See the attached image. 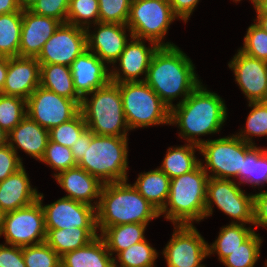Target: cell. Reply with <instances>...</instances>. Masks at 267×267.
Returning <instances> with one entry per match:
<instances>
[{"mask_svg": "<svg viewBox=\"0 0 267 267\" xmlns=\"http://www.w3.org/2000/svg\"><path fill=\"white\" fill-rule=\"evenodd\" d=\"M93 27L95 28L92 31ZM85 30L87 49L96 54L107 66L109 65V68L118 60L130 40L129 37H132L131 30L123 24L98 22Z\"/></svg>", "mask_w": 267, "mask_h": 267, "instance_id": "18", "label": "cell"}, {"mask_svg": "<svg viewBox=\"0 0 267 267\" xmlns=\"http://www.w3.org/2000/svg\"><path fill=\"white\" fill-rule=\"evenodd\" d=\"M26 267H61V257L46 243L22 247Z\"/></svg>", "mask_w": 267, "mask_h": 267, "instance_id": "41", "label": "cell"}, {"mask_svg": "<svg viewBox=\"0 0 267 267\" xmlns=\"http://www.w3.org/2000/svg\"><path fill=\"white\" fill-rule=\"evenodd\" d=\"M173 13L187 23L200 0H168Z\"/></svg>", "mask_w": 267, "mask_h": 267, "instance_id": "48", "label": "cell"}, {"mask_svg": "<svg viewBox=\"0 0 267 267\" xmlns=\"http://www.w3.org/2000/svg\"><path fill=\"white\" fill-rule=\"evenodd\" d=\"M0 267H26L22 247L0 244Z\"/></svg>", "mask_w": 267, "mask_h": 267, "instance_id": "46", "label": "cell"}, {"mask_svg": "<svg viewBox=\"0 0 267 267\" xmlns=\"http://www.w3.org/2000/svg\"><path fill=\"white\" fill-rule=\"evenodd\" d=\"M253 8L256 15H267V0H256Z\"/></svg>", "mask_w": 267, "mask_h": 267, "instance_id": "52", "label": "cell"}, {"mask_svg": "<svg viewBox=\"0 0 267 267\" xmlns=\"http://www.w3.org/2000/svg\"><path fill=\"white\" fill-rule=\"evenodd\" d=\"M8 69V57L0 56V91L3 89Z\"/></svg>", "mask_w": 267, "mask_h": 267, "instance_id": "51", "label": "cell"}, {"mask_svg": "<svg viewBox=\"0 0 267 267\" xmlns=\"http://www.w3.org/2000/svg\"><path fill=\"white\" fill-rule=\"evenodd\" d=\"M253 20L267 33V15H256Z\"/></svg>", "mask_w": 267, "mask_h": 267, "instance_id": "54", "label": "cell"}, {"mask_svg": "<svg viewBox=\"0 0 267 267\" xmlns=\"http://www.w3.org/2000/svg\"><path fill=\"white\" fill-rule=\"evenodd\" d=\"M265 265H264V267H267V260L265 261V263H264Z\"/></svg>", "mask_w": 267, "mask_h": 267, "instance_id": "58", "label": "cell"}, {"mask_svg": "<svg viewBox=\"0 0 267 267\" xmlns=\"http://www.w3.org/2000/svg\"><path fill=\"white\" fill-rule=\"evenodd\" d=\"M26 112L30 119L50 130L74 118L80 106L74 100L39 86L26 100Z\"/></svg>", "mask_w": 267, "mask_h": 267, "instance_id": "13", "label": "cell"}, {"mask_svg": "<svg viewBox=\"0 0 267 267\" xmlns=\"http://www.w3.org/2000/svg\"><path fill=\"white\" fill-rule=\"evenodd\" d=\"M49 141V130L41 127L36 121L30 119L27 115L24 119L8 133V145L18 155V149L24 151L25 154L41 160L47 143Z\"/></svg>", "mask_w": 267, "mask_h": 267, "instance_id": "23", "label": "cell"}, {"mask_svg": "<svg viewBox=\"0 0 267 267\" xmlns=\"http://www.w3.org/2000/svg\"><path fill=\"white\" fill-rule=\"evenodd\" d=\"M239 185L241 184L236 183L235 180L209 177L205 201V219L213 214V205H216L219 210L231 217V223L251 224L253 226L254 194H246Z\"/></svg>", "mask_w": 267, "mask_h": 267, "instance_id": "10", "label": "cell"}, {"mask_svg": "<svg viewBox=\"0 0 267 267\" xmlns=\"http://www.w3.org/2000/svg\"><path fill=\"white\" fill-rule=\"evenodd\" d=\"M98 22V0H70L66 23L86 29Z\"/></svg>", "mask_w": 267, "mask_h": 267, "instance_id": "37", "label": "cell"}, {"mask_svg": "<svg viewBox=\"0 0 267 267\" xmlns=\"http://www.w3.org/2000/svg\"><path fill=\"white\" fill-rule=\"evenodd\" d=\"M159 253L147 239L135 243L113 258L116 267H156Z\"/></svg>", "mask_w": 267, "mask_h": 267, "instance_id": "34", "label": "cell"}, {"mask_svg": "<svg viewBox=\"0 0 267 267\" xmlns=\"http://www.w3.org/2000/svg\"><path fill=\"white\" fill-rule=\"evenodd\" d=\"M89 96H91L89 98ZM80 112L95 135L128 137L119 84L109 82L82 98Z\"/></svg>", "mask_w": 267, "mask_h": 267, "instance_id": "6", "label": "cell"}, {"mask_svg": "<svg viewBox=\"0 0 267 267\" xmlns=\"http://www.w3.org/2000/svg\"><path fill=\"white\" fill-rule=\"evenodd\" d=\"M149 224L128 223L107 227L99 234L105 241L110 254L116 256L135 243L146 239L145 232Z\"/></svg>", "mask_w": 267, "mask_h": 267, "instance_id": "30", "label": "cell"}, {"mask_svg": "<svg viewBox=\"0 0 267 267\" xmlns=\"http://www.w3.org/2000/svg\"><path fill=\"white\" fill-rule=\"evenodd\" d=\"M171 179L158 167L148 172H141L132 184L137 191L149 201L159 212L165 207Z\"/></svg>", "mask_w": 267, "mask_h": 267, "instance_id": "26", "label": "cell"}, {"mask_svg": "<svg viewBox=\"0 0 267 267\" xmlns=\"http://www.w3.org/2000/svg\"><path fill=\"white\" fill-rule=\"evenodd\" d=\"M27 115L26 100L0 93V127L9 133Z\"/></svg>", "mask_w": 267, "mask_h": 267, "instance_id": "38", "label": "cell"}, {"mask_svg": "<svg viewBox=\"0 0 267 267\" xmlns=\"http://www.w3.org/2000/svg\"><path fill=\"white\" fill-rule=\"evenodd\" d=\"M113 258L104 239L98 235L86 246L61 256V267H113Z\"/></svg>", "mask_w": 267, "mask_h": 267, "instance_id": "25", "label": "cell"}, {"mask_svg": "<svg viewBox=\"0 0 267 267\" xmlns=\"http://www.w3.org/2000/svg\"><path fill=\"white\" fill-rule=\"evenodd\" d=\"M240 1H242V0H233V2H240ZM249 1H251V4L253 3V5L255 4V2H256V0H249Z\"/></svg>", "mask_w": 267, "mask_h": 267, "instance_id": "57", "label": "cell"}, {"mask_svg": "<svg viewBox=\"0 0 267 267\" xmlns=\"http://www.w3.org/2000/svg\"><path fill=\"white\" fill-rule=\"evenodd\" d=\"M158 217L160 212L128 180L103 184L96 208L100 234L107 227L128 223L148 224Z\"/></svg>", "mask_w": 267, "mask_h": 267, "instance_id": "3", "label": "cell"}, {"mask_svg": "<svg viewBox=\"0 0 267 267\" xmlns=\"http://www.w3.org/2000/svg\"><path fill=\"white\" fill-rule=\"evenodd\" d=\"M38 200L44 211L46 233L50 229L97 228L95 207L66 197L43 205V193H39Z\"/></svg>", "mask_w": 267, "mask_h": 267, "instance_id": "16", "label": "cell"}, {"mask_svg": "<svg viewBox=\"0 0 267 267\" xmlns=\"http://www.w3.org/2000/svg\"><path fill=\"white\" fill-rule=\"evenodd\" d=\"M249 112L245 127L236 135L246 143L255 145L253 137L267 136V103L265 101L249 102Z\"/></svg>", "mask_w": 267, "mask_h": 267, "instance_id": "36", "label": "cell"}, {"mask_svg": "<svg viewBox=\"0 0 267 267\" xmlns=\"http://www.w3.org/2000/svg\"><path fill=\"white\" fill-rule=\"evenodd\" d=\"M25 167L0 182V207L7 213L28 206L38 200Z\"/></svg>", "mask_w": 267, "mask_h": 267, "instance_id": "24", "label": "cell"}, {"mask_svg": "<svg viewBox=\"0 0 267 267\" xmlns=\"http://www.w3.org/2000/svg\"><path fill=\"white\" fill-rule=\"evenodd\" d=\"M87 50L85 28L61 23L51 38L43 45L36 59L40 64L71 66L72 62Z\"/></svg>", "mask_w": 267, "mask_h": 267, "instance_id": "14", "label": "cell"}, {"mask_svg": "<svg viewBox=\"0 0 267 267\" xmlns=\"http://www.w3.org/2000/svg\"><path fill=\"white\" fill-rule=\"evenodd\" d=\"M40 86L58 95L74 100L79 106L82 98L77 94L69 66L40 64Z\"/></svg>", "mask_w": 267, "mask_h": 267, "instance_id": "28", "label": "cell"}, {"mask_svg": "<svg viewBox=\"0 0 267 267\" xmlns=\"http://www.w3.org/2000/svg\"><path fill=\"white\" fill-rule=\"evenodd\" d=\"M0 236L5 237L4 244L17 247L44 243L46 240L44 211L39 200L7 212Z\"/></svg>", "mask_w": 267, "mask_h": 267, "instance_id": "11", "label": "cell"}, {"mask_svg": "<svg viewBox=\"0 0 267 267\" xmlns=\"http://www.w3.org/2000/svg\"><path fill=\"white\" fill-rule=\"evenodd\" d=\"M173 234L162 250L167 267H205L208 242L195 225H173Z\"/></svg>", "mask_w": 267, "mask_h": 267, "instance_id": "12", "label": "cell"}, {"mask_svg": "<svg viewBox=\"0 0 267 267\" xmlns=\"http://www.w3.org/2000/svg\"><path fill=\"white\" fill-rule=\"evenodd\" d=\"M239 184H251V187L260 189L267 186V150L254 145L243 160L242 170L236 178ZM244 183V184H243Z\"/></svg>", "mask_w": 267, "mask_h": 267, "instance_id": "32", "label": "cell"}, {"mask_svg": "<svg viewBox=\"0 0 267 267\" xmlns=\"http://www.w3.org/2000/svg\"><path fill=\"white\" fill-rule=\"evenodd\" d=\"M255 193L253 197L254 222L257 227L267 228V190Z\"/></svg>", "mask_w": 267, "mask_h": 267, "instance_id": "47", "label": "cell"}, {"mask_svg": "<svg viewBox=\"0 0 267 267\" xmlns=\"http://www.w3.org/2000/svg\"><path fill=\"white\" fill-rule=\"evenodd\" d=\"M224 101L201 82L183 102L170 109L169 125L179 128V138L200 146L206 141L200 136L213 135L222 130L228 117Z\"/></svg>", "mask_w": 267, "mask_h": 267, "instance_id": "1", "label": "cell"}, {"mask_svg": "<svg viewBox=\"0 0 267 267\" xmlns=\"http://www.w3.org/2000/svg\"><path fill=\"white\" fill-rule=\"evenodd\" d=\"M253 146L236 134L218 139H207L199 146V154L204 157L203 162L200 160V164L208 177L235 180L242 170L245 154Z\"/></svg>", "mask_w": 267, "mask_h": 267, "instance_id": "9", "label": "cell"}, {"mask_svg": "<svg viewBox=\"0 0 267 267\" xmlns=\"http://www.w3.org/2000/svg\"><path fill=\"white\" fill-rule=\"evenodd\" d=\"M192 60L177 45L159 46L151 59L145 82L171 109L183 102L201 83ZM179 97V98H178Z\"/></svg>", "mask_w": 267, "mask_h": 267, "instance_id": "2", "label": "cell"}, {"mask_svg": "<svg viewBox=\"0 0 267 267\" xmlns=\"http://www.w3.org/2000/svg\"><path fill=\"white\" fill-rule=\"evenodd\" d=\"M22 158L7 144L0 148V182L23 167Z\"/></svg>", "mask_w": 267, "mask_h": 267, "instance_id": "45", "label": "cell"}, {"mask_svg": "<svg viewBox=\"0 0 267 267\" xmlns=\"http://www.w3.org/2000/svg\"><path fill=\"white\" fill-rule=\"evenodd\" d=\"M13 12H22L18 0H0V15Z\"/></svg>", "mask_w": 267, "mask_h": 267, "instance_id": "50", "label": "cell"}, {"mask_svg": "<svg viewBox=\"0 0 267 267\" xmlns=\"http://www.w3.org/2000/svg\"><path fill=\"white\" fill-rule=\"evenodd\" d=\"M99 22L126 25L132 0H98Z\"/></svg>", "mask_w": 267, "mask_h": 267, "instance_id": "43", "label": "cell"}, {"mask_svg": "<svg viewBox=\"0 0 267 267\" xmlns=\"http://www.w3.org/2000/svg\"><path fill=\"white\" fill-rule=\"evenodd\" d=\"M60 24L55 18L23 10L19 56L37 57Z\"/></svg>", "mask_w": 267, "mask_h": 267, "instance_id": "21", "label": "cell"}, {"mask_svg": "<svg viewBox=\"0 0 267 267\" xmlns=\"http://www.w3.org/2000/svg\"><path fill=\"white\" fill-rule=\"evenodd\" d=\"M208 180L201 164L191 172L172 178L169 197L160 216L164 215L173 225H194L204 220Z\"/></svg>", "mask_w": 267, "mask_h": 267, "instance_id": "4", "label": "cell"}, {"mask_svg": "<svg viewBox=\"0 0 267 267\" xmlns=\"http://www.w3.org/2000/svg\"><path fill=\"white\" fill-rule=\"evenodd\" d=\"M177 18L168 0H132L126 25L132 37L151 40L159 46H173V42L165 43L164 38Z\"/></svg>", "mask_w": 267, "mask_h": 267, "instance_id": "8", "label": "cell"}, {"mask_svg": "<svg viewBox=\"0 0 267 267\" xmlns=\"http://www.w3.org/2000/svg\"><path fill=\"white\" fill-rule=\"evenodd\" d=\"M22 12L0 15V56H19Z\"/></svg>", "mask_w": 267, "mask_h": 267, "instance_id": "33", "label": "cell"}, {"mask_svg": "<svg viewBox=\"0 0 267 267\" xmlns=\"http://www.w3.org/2000/svg\"><path fill=\"white\" fill-rule=\"evenodd\" d=\"M233 71L235 82L247 98V102L267 99V62L250 57L239 49L228 62Z\"/></svg>", "mask_w": 267, "mask_h": 267, "instance_id": "17", "label": "cell"}, {"mask_svg": "<svg viewBox=\"0 0 267 267\" xmlns=\"http://www.w3.org/2000/svg\"><path fill=\"white\" fill-rule=\"evenodd\" d=\"M54 178L67 193L63 197L97 208L103 183L96 177L76 166L60 172Z\"/></svg>", "mask_w": 267, "mask_h": 267, "instance_id": "22", "label": "cell"}, {"mask_svg": "<svg viewBox=\"0 0 267 267\" xmlns=\"http://www.w3.org/2000/svg\"><path fill=\"white\" fill-rule=\"evenodd\" d=\"M87 129L83 114L79 112L70 121L49 130V140L71 148L78 137Z\"/></svg>", "mask_w": 267, "mask_h": 267, "instance_id": "40", "label": "cell"}, {"mask_svg": "<svg viewBox=\"0 0 267 267\" xmlns=\"http://www.w3.org/2000/svg\"><path fill=\"white\" fill-rule=\"evenodd\" d=\"M254 232L237 249L229 254L221 263L225 267H255L261 254L263 238Z\"/></svg>", "mask_w": 267, "mask_h": 267, "instance_id": "35", "label": "cell"}, {"mask_svg": "<svg viewBox=\"0 0 267 267\" xmlns=\"http://www.w3.org/2000/svg\"><path fill=\"white\" fill-rule=\"evenodd\" d=\"M70 0H38L30 9L35 14L48 16L66 23Z\"/></svg>", "mask_w": 267, "mask_h": 267, "instance_id": "44", "label": "cell"}, {"mask_svg": "<svg viewBox=\"0 0 267 267\" xmlns=\"http://www.w3.org/2000/svg\"><path fill=\"white\" fill-rule=\"evenodd\" d=\"M8 144V133L0 127V148Z\"/></svg>", "mask_w": 267, "mask_h": 267, "instance_id": "55", "label": "cell"}, {"mask_svg": "<svg viewBox=\"0 0 267 267\" xmlns=\"http://www.w3.org/2000/svg\"><path fill=\"white\" fill-rule=\"evenodd\" d=\"M256 229L251 225L229 223L220 229V232L211 244L208 243V257L215 254L218 261L222 262L229 254L246 241Z\"/></svg>", "mask_w": 267, "mask_h": 267, "instance_id": "31", "label": "cell"}, {"mask_svg": "<svg viewBox=\"0 0 267 267\" xmlns=\"http://www.w3.org/2000/svg\"><path fill=\"white\" fill-rule=\"evenodd\" d=\"M243 41L241 52L267 62V33L255 21L247 28Z\"/></svg>", "mask_w": 267, "mask_h": 267, "instance_id": "42", "label": "cell"}, {"mask_svg": "<svg viewBox=\"0 0 267 267\" xmlns=\"http://www.w3.org/2000/svg\"><path fill=\"white\" fill-rule=\"evenodd\" d=\"M5 214H6V212L0 207V232H1V229H2V226H3V221H4V218H5Z\"/></svg>", "mask_w": 267, "mask_h": 267, "instance_id": "56", "label": "cell"}, {"mask_svg": "<svg viewBox=\"0 0 267 267\" xmlns=\"http://www.w3.org/2000/svg\"><path fill=\"white\" fill-rule=\"evenodd\" d=\"M128 137L100 136L86 129V150L77 166L101 183L128 180Z\"/></svg>", "mask_w": 267, "mask_h": 267, "instance_id": "5", "label": "cell"}, {"mask_svg": "<svg viewBox=\"0 0 267 267\" xmlns=\"http://www.w3.org/2000/svg\"><path fill=\"white\" fill-rule=\"evenodd\" d=\"M40 162L47 164L48 167L54 169V177L60 172L74 168L77 163L73 157L71 148L48 141L45 153Z\"/></svg>", "mask_w": 267, "mask_h": 267, "instance_id": "39", "label": "cell"}, {"mask_svg": "<svg viewBox=\"0 0 267 267\" xmlns=\"http://www.w3.org/2000/svg\"><path fill=\"white\" fill-rule=\"evenodd\" d=\"M196 151H200L199 146L187 142L184 145L169 147L158 168L170 179L191 172L201 160L196 157Z\"/></svg>", "mask_w": 267, "mask_h": 267, "instance_id": "29", "label": "cell"}, {"mask_svg": "<svg viewBox=\"0 0 267 267\" xmlns=\"http://www.w3.org/2000/svg\"><path fill=\"white\" fill-rule=\"evenodd\" d=\"M38 0H18L21 10H30Z\"/></svg>", "mask_w": 267, "mask_h": 267, "instance_id": "53", "label": "cell"}, {"mask_svg": "<svg viewBox=\"0 0 267 267\" xmlns=\"http://www.w3.org/2000/svg\"><path fill=\"white\" fill-rule=\"evenodd\" d=\"M118 84L130 131L170 124V108L145 81Z\"/></svg>", "mask_w": 267, "mask_h": 267, "instance_id": "7", "label": "cell"}, {"mask_svg": "<svg viewBox=\"0 0 267 267\" xmlns=\"http://www.w3.org/2000/svg\"><path fill=\"white\" fill-rule=\"evenodd\" d=\"M90 50L84 51L71 64L74 89L83 98L94 90L108 84L110 68Z\"/></svg>", "mask_w": 267, "mask_h": 267, "instance_id": "20", "label": "cell"}, {"mask_svg": "<svg viewBox=\"0 0 267 267\" xmlns=\"http://www.w3.org/2000/svg\"><path fill=\"white\" fill-rule=\"evenodd\" d=\"M40 86V63L36 57H8L7 76L1 94L27 100Z\"/></svg>", "mask_w": 267, "mask_h": 267, "instance_id": "19", "label": "cell"}, {"mask_svg": "<svg viewBox=\"0 0 267 267\" xmlns=\"http://www.w3.org/2000/svg\"><path fill=\"white\" fill-rule=\"evenodd\" d=\"M97 228L50 229L45 242L61 257L65 253L86 246L99 234Z\"/></svg>", "mask_w": 267, "mask_h": 267, "instance_id": "27", "label": "cell"}, {"mask_svg": "<svg viewBox=\"0 0 267 267\" xmlns=\"http://www.w3.org/2000/svg\"><path fill=\"white\" fill-rule=\"evenodd\" d=\"M146 41L149 46L145 45ZM158 47L159 45L151 40L130 37L118 60L110 67L111 82L145 81L151 59Z\"/></svg>", "mask_w": 267, "mask_h": 267, "instance_id": "15", "label": "cell"}, {"mask_svg": "<svg viewBox=\"0 0 267 267\" xmlns=\"http://www.w3.org/2000/svg\"><path fill=\"white\" fill-rule=\"evenodd\" d=\"M86 150V130L78 137L77 141L71 147L73 157L78 163L84 156Z\"/></svg>", "mask_w": 267, "mask_h": 267, "instance_id": "49", "label": "cell"}]
</instances>
